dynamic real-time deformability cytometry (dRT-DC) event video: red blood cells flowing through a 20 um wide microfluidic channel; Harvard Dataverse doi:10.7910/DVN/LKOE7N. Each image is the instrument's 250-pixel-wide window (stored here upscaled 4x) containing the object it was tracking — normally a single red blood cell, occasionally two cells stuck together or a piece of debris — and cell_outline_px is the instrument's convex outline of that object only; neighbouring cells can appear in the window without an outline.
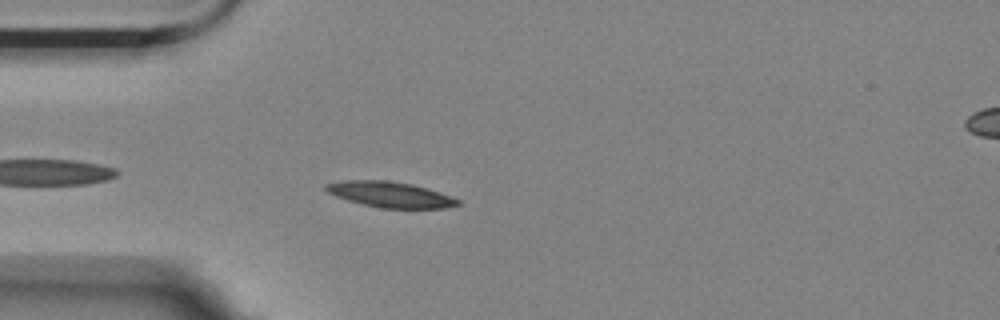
{"species": "Egyptian fruit bat (a non-hibernating species)", "species_latin": "Rousettus aegyptiacus", "temperature_condition": "room temperature", "stored_images_in_passage": 45, "camera_frame_rate_fps": 3000, "um_per_image_px": 0.085, "animal": {"sex": "female"}, "frame": {"image": 1, "passage_image": 4, "time_ms": 1.0, "image_size_px": [1000, 320], "cell_outline_px": [[460, 204], [444, 208], [380, 208], [348, 200], [336, 196], [328, 192], [324, 188], [324, 184], [344, 180], [384, 180], [412, 184], [428, 188], [452, 196], [460, 200]], "centroid_in_image_um": [33.18, 16.53], "position_along_channel_um": 51.8, "area_um2": 19.65}}
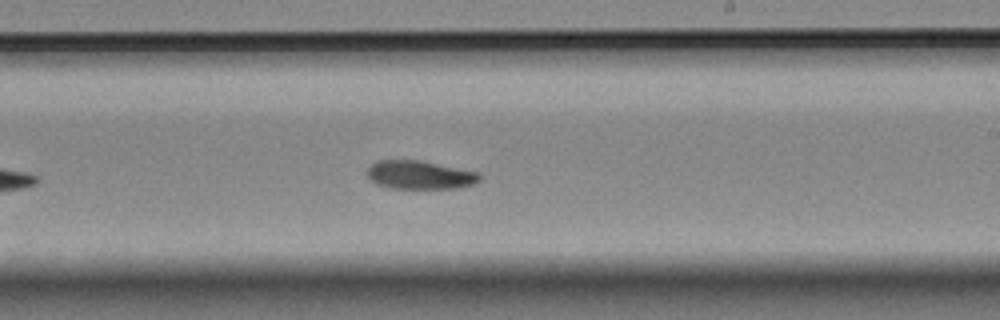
{"frame": {"image": 2, "passage_image": 22, "time_ms": 7.0, "image_size_px": [1000, 320], "cell_outline_px": [[480, 180], [472, 184], [460, 188], [392, 188], [376, 184], [368, 176], [368, 168], [376, 160], [420, 160], [480, 172]], "centroid_in_image_um": [35.71, 14.86], "position_along_channel_um": 253.3, "area_um2": 18.61}}
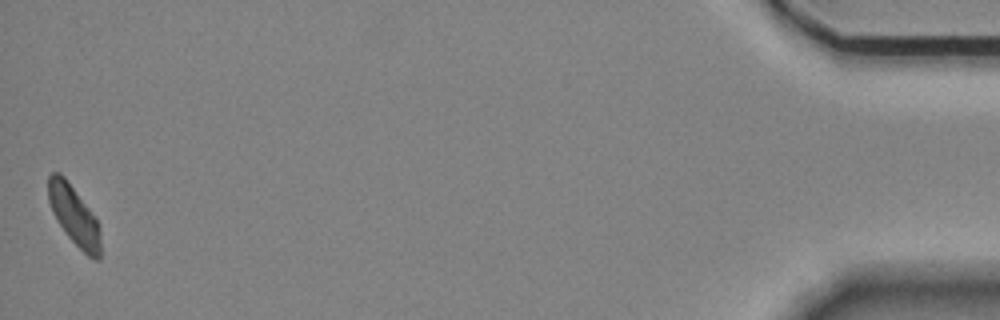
{"frame": {"image": 3, "passage_image": 45, "time_ms": 14.667, "image_size_px": [1000, 320], "cell_outline_px": [[100, 260], [96, 260], [88, 256], [68, 236], [56, 220], [52, 212], [48, 200], [48, 176], [52, 172], [60, 172], [64, 176], [88, 208], [96, 220], [100, 232]], "centroid_in_image_um": [6.27, 18.31], "position_along_channel_um": 428.9, "area_um2": 17.74}, "authors_computed_cell_mechanics": {"area_um2": 19.074, "velocity_mm_per_s": 3.4946, "shape_relaxation_time_tau1_ms": 7.5304, "shape_relaxation_time_tau2_ms": 9.0824, "deformation_change_tau1": 0.1724, "deformation_change_tau2": 0.1423}}